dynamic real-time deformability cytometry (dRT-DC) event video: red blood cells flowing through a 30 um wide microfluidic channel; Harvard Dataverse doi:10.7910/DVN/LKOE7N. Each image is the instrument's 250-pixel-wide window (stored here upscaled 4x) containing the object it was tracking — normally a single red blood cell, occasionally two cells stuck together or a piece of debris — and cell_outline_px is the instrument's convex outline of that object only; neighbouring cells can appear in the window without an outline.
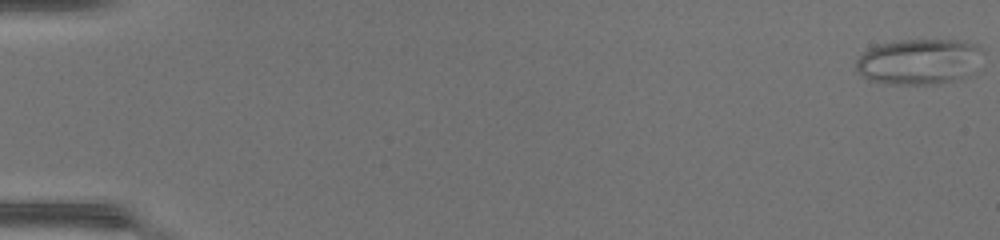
{"species": "common noctule bat (a hibernating species)", "species_latin": "Nyctalus noctula", "temperature_condition": "warm", "stored_images_in_passage": 10, "camera_frame_rate_fps": 3000, "um_per_image_px": 0.085, "animal": {"sex": "female", "body_mass_g": 17.0, "forearm_length_mm": 48.0}, "frame": {"image": 1, "passage_image": 1, "time_ms": 0.0, "image_size_px": [1000, 240], "cell_outline_px": [[984, 52], [976, 76], [940, 84], [884, 84], [868, 80], [856, 68], [856, 60], [868, 48], [880, 44], [896, 40], [960, 40], [980, 44], [984, 48]], "centroid_in_image_um": [78.26, 5.25], "position_along_channel_um": 6.7, "area_um2": 34.97}}